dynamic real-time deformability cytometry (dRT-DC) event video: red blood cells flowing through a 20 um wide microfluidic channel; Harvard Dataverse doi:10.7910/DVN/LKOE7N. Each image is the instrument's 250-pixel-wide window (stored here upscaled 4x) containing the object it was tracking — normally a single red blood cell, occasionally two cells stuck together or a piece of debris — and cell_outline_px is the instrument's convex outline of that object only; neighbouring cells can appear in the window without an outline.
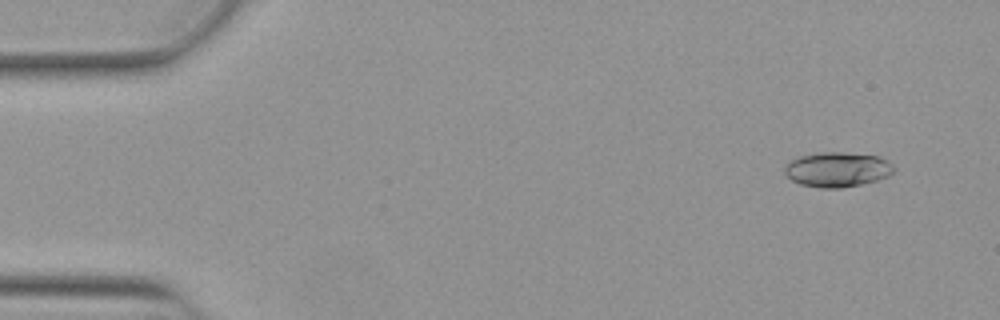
{"species": "Egyptian fruit bat (a non-hibernating species)", "species_latin": "Rousettus aegyptiacus", "temperature_condition": "warm", "stored_images_in_passage": 53, "camera_frame_rate_fps": 3000, "um_per_image_px": 0.085, "animal": {"sex": "female"}, "frame": {"image": 1, "passage_image": 4, "time_ms": 1.0, "image_size_px": [1000, 320], "cell_outline_px": [[896, 168], [888, 176], [876, 180], [860, 184], [840, 188], [820, 188], [800, 184], [792, 180], [784, 172], [784, 168], [792, 160], [800, 156], [820, 152], [844, 152], [880, 156], [888, 160]], "centroid_in_image_um": [71.2, 14.4], "position_along_channel_um": 13.8, "area_um2": 22.14}}
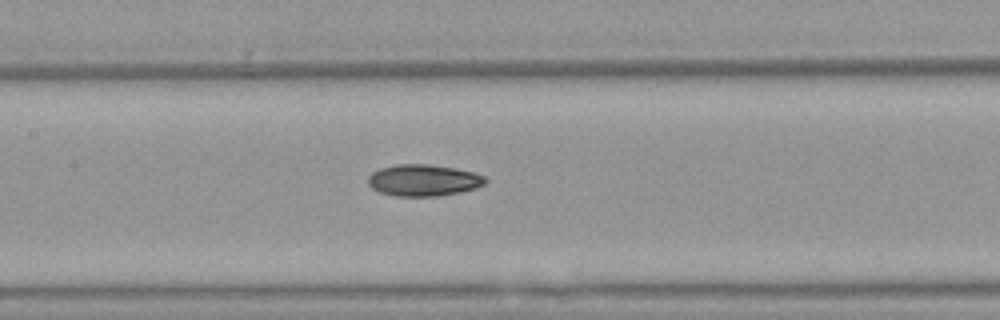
{"frame": {"image": 2, "passage_image": 25, "time_ms": 8.0, "image_size_px": [1000, 320], "cell_outline_px": [[488, 180], [484, 184], [476, 188], [460, 192], [440, 196], [396, 196], [380, 192], [372, 188], [368, 184], [368, 176], [372, 172], [380, 168], [396, 164], [428, 164], [452, 168], [472, 172], [484, 176]], "centroid_in_image_um": [35.97, 15.32], "position_along_channel_um": 171.4, "area_um2": 21.56}}
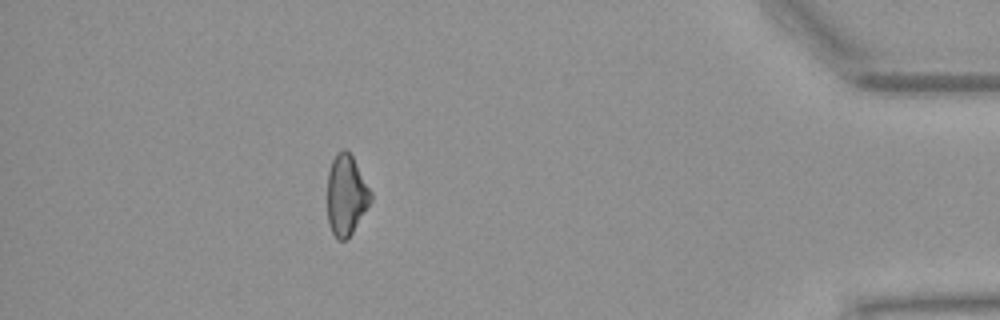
{"frame": {"image": 3, "passage_image": 47, "time_ms": 15.333, "image_size_px": [1000, 320], "cell_outline_px": [[372, 200], [352, 232], [344, 240], [336, 240], [328, 224], [328, 172], [332, 160], [336, 152], [344, 148], [348, 148], [372, 192]], "centroid_in_image_um": [29.42, 16.54], "position_along_channel_um": 405.8, "area_um2": 20.4}, "authors_computed_cell_mechanics": {"area_um2": 21.2704, "velocity_mm_per_s": 3.8843, "shape_relaxation_time_tau1_ms": 10.0198, "shape_relaxation_time_tau2_ms": 9.1389, "deformation_change_tau1": 0.2227, "deformation_change_tau2": 0.1533}}